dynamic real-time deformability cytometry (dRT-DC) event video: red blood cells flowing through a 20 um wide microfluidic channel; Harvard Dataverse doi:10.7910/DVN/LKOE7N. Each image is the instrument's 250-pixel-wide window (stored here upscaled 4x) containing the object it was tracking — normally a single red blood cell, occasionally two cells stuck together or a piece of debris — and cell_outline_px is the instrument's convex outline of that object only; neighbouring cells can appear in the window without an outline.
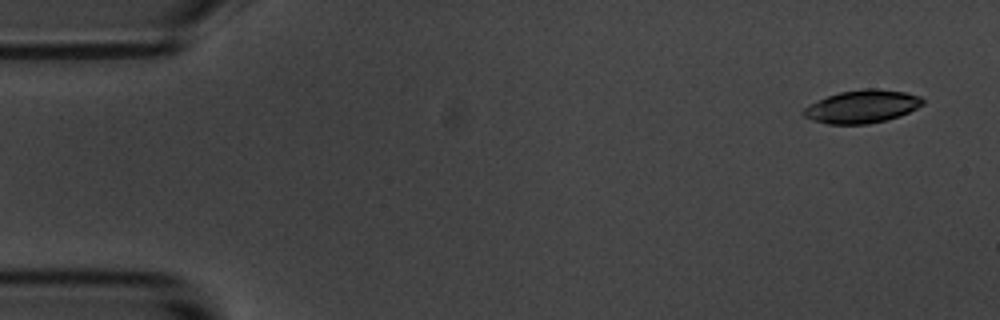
{"species": "common noctule bat (a hibernating species)", "species_latin": "Nyctalus noctula", "temperature_condition": "room temperature", "stored_images_in_passage": 6, "camera_frame_rate_fps": 3000, "um_per_image_px": 0.085, "animal": {"sex": "male", "body_mass_g": 20.1, "forearm_length_mm": 53.5}, "frame": {"image": 1, "passage_image": 1, "time_ms": 0.0, "image_size_px": [1000, 320], "cell_outline_px": [[924, 104], [900, 116], [868, 124], [828, 124], [812, 120], [804, 116], [804, 108], [808, 104], [828, 96], [840, 92], [864, 88], [876, 88], [904, 92], [920, 96], [924, 100]], "centroid_in_image_um": [73.28, 9.05], "position_along_channel_um": 11.7, "area_um2": 22.77}}
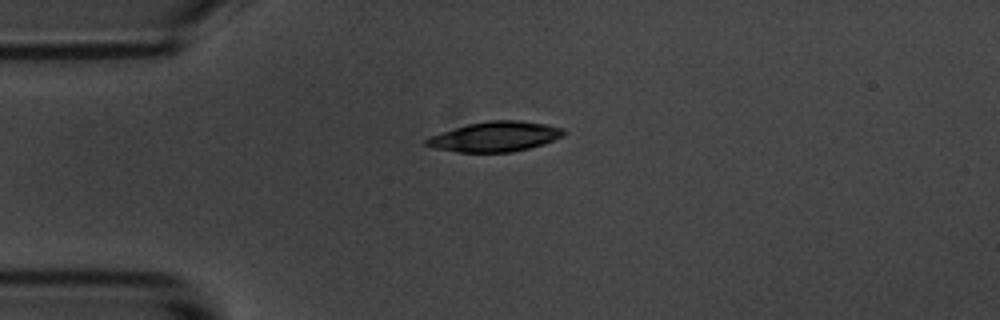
{"frame": {"image": 2, "passage_image": 4, "time_ms": 3.667, "image_size_px": [1000, 320], "cell_outline_px": [[564, 136], [544, 144], [512, 152], [460, 152], [436, 148], [424, 144], [424, 140], [428, 136], [440, 132], [468, 124], [488, 120], [520, 120], [548, 124], [564, 128]], "centroid_in_image_um": [42.09, 11.6], "position_along_channel_um": 42.9, "area_um2": 24.1}}
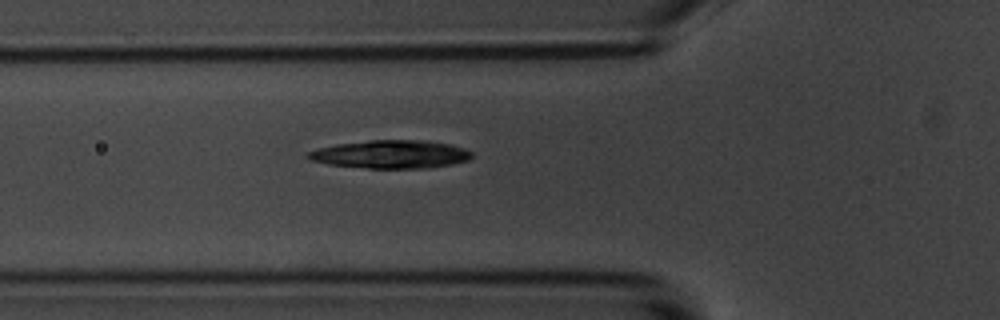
{"frame": {"image": 3, "passage_image": 6, "time_ms": 5.667, "image_size_px": [1000, 320], "cell_outline_px": [[472, 156], [468, 160], [452, 164], [428, 168], [368, 168], [328, 164], [312, 160], [304, 156], [308, 152], [320, 148], [336, 144], [372, 140], [428, 140], [452, 144], [464, 148], [472, 152]], "centroid_in_image_um": [33.25, 13.11], "position_along_channel_um": 92.5, "area_um2": 26.88}}